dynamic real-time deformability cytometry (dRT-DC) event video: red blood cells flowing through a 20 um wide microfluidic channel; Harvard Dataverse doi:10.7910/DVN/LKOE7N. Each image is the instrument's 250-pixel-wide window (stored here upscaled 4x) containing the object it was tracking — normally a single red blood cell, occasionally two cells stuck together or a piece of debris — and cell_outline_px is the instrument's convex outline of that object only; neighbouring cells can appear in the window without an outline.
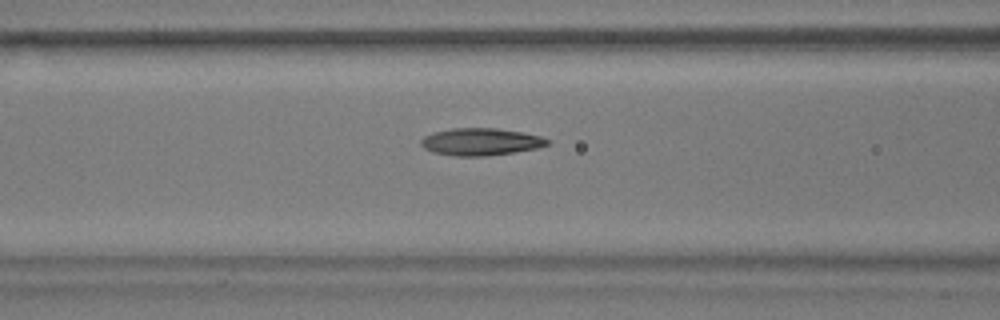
{"species": "common noctule bat (a hibernating species)", "species_latin": "Nyctalus noctula", "temperature_condition": "warm", "stored_images_in_passage": 42, "camera_frame_rate_fps": 3000, "um_per_image_px": 0.085, "animal": {"sex": "male", "body_mass_g": 17.9}, "frame": {"image": 1, "passage_image": 18, "time_ms": 5.667, "image_size_px": [1000, 320], "cell_outline_px": [[552, 140], [548, 144], [536, 148], [512, 152], [484, 156], [452, 156], [432, 152], [424, 148], [420, 144], [420, 140], [424, 136], [432, 132], [452, 128], [496, 128], [524, 132], [540, 136]], "centroid_in_image_um": [40.83, 12.04], "position_along_channel_um": 125.8, "area_um2": 20.17}}
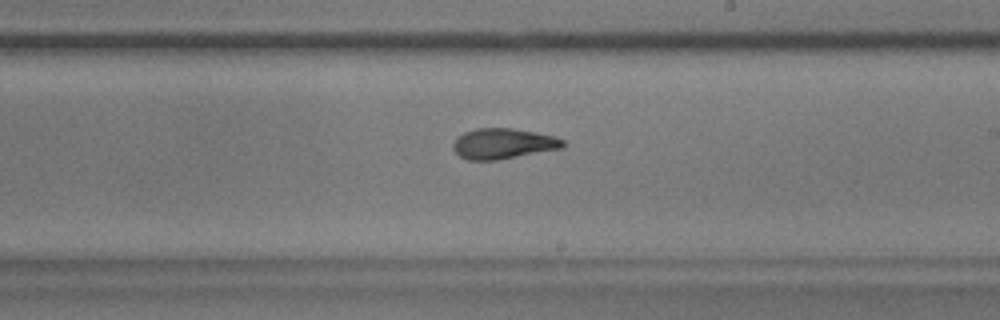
{"frame": {"image": 2, "passage_image": 28, "time_ms": 9.0, "image_size_px": [1000, 320], "cell_outline_px": [[564, 148], [496, 160], [468, 160], [460, 156], [452, 148], [452, 144], [456, 136], [464, 132], [476, 128], [512, 128], [552, 136], [564, 140]], "centroid_in_image_um": [42.72, 12.21], "position_along_channel_um": 246.3, "area_um2": 19.48}}
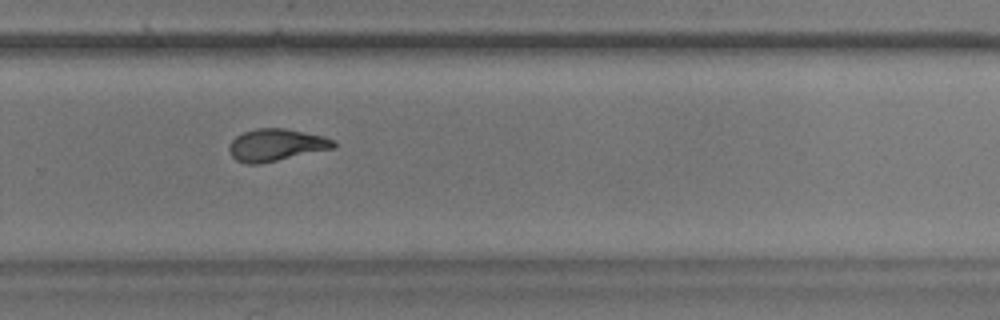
{"frame": {"image": 3, "passage_image": 33, "time_ms": 10.667, "image_size_px": [1000, 320], "cell_outline_px": [[336, 148], [260, 164], [248, 164], [236, 160], [232, 156], [228, 148], [228, 144], [236, 136], [244, 132], [256, 128], [284, 128], [324, 136], [336, 140]], "centroid_in_image_um": [23.49, 12.32], "position_along_channel_um": 306.3, "area_um2": 19.77}}